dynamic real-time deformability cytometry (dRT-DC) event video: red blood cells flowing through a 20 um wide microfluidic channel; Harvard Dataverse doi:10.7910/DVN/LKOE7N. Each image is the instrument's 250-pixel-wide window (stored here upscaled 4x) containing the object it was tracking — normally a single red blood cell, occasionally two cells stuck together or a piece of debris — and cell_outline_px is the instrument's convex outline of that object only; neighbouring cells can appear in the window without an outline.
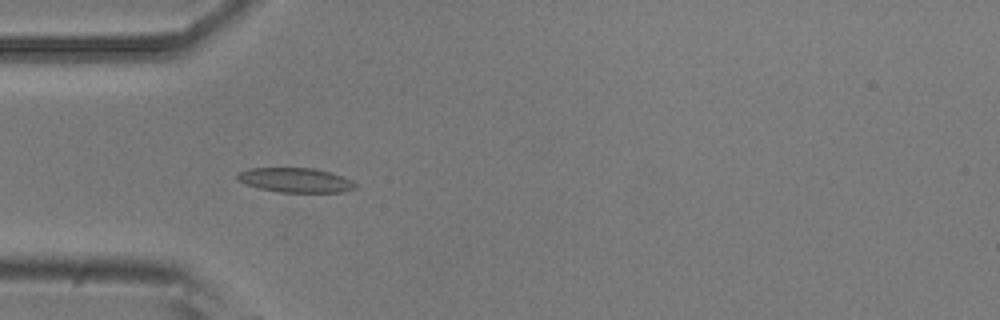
{"species": "common noctule bat (a hibernating species)", "species_latin": "Nyctalus noctula", "temperature_condition": "room temperature", "stored_images_in_passage": 8, "camera_frame_rate_fps": 3000, "um_per_image_px": 0.085, "animal": {"sex": "male", "body_mass_g": 20.5, "forearm_length_mm": 52.5}, "frame": {"image": 1, "passage_image": 4, "time_ms": 1.0, "image_size_px": [1000, 320], "cell_outline_px": [[356, 188], [344, 192], [280, 192], [260, 188], [248, 184], [240, 180], [236, 176], [240, 172], [248, 168], [312, 168], [328, 172], [352, 180], [356, 184]], "centroid_in_image_um": [25.15, 15.31], "position_along_channel_um": 59.9, "area_um2": 16.53}}
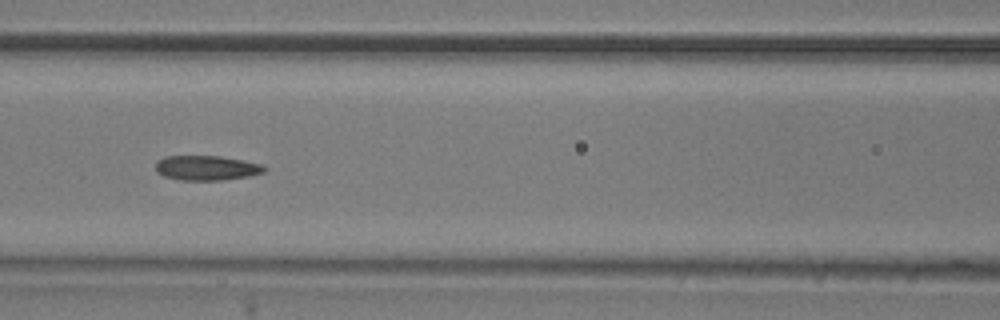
{"frame": {"image": 2, "passage_image": 6, "time_ms": 1.667, "image_size_px": [1000, 320], "cell_outline_px": [[268, 168], [264, 172], [248, 176], [224, 180], [180, 180], [164, 176], [156, 172], [156, 160], [164, 156], [220, 156], [260, 164]], "centroid_in_image_um": [17.52, 14.27], "position_along_channel_um": 149.1, "area_um2": 15.66}}
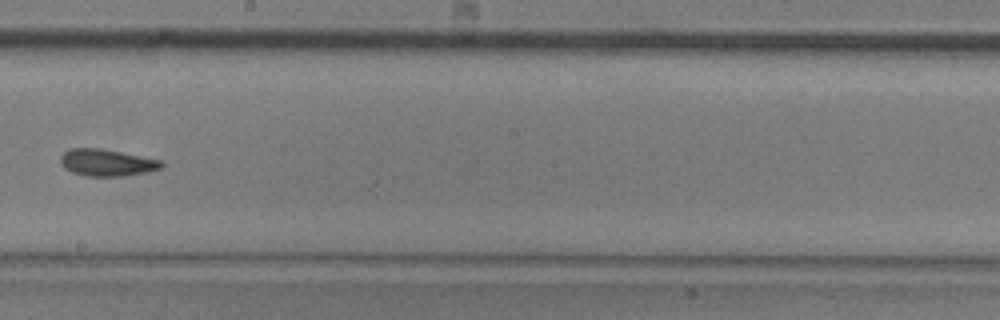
{"frame": {"image": 3, "passage_image": 8, "time_ms": 2.333, "image_size_px": [1000, 320], "cell_outline_px": [[164, 164], [160, 168], [148, 172], [128, 176], [84, 176], [72, 172], [64, 168], [60, 164], [60, 156], [68, 148], [100, 148], [160, 160]], "centroid_in_image_um": [9.03, 13.83], "position_along_channel_um": 239.2, "area_um2": 15.9}}